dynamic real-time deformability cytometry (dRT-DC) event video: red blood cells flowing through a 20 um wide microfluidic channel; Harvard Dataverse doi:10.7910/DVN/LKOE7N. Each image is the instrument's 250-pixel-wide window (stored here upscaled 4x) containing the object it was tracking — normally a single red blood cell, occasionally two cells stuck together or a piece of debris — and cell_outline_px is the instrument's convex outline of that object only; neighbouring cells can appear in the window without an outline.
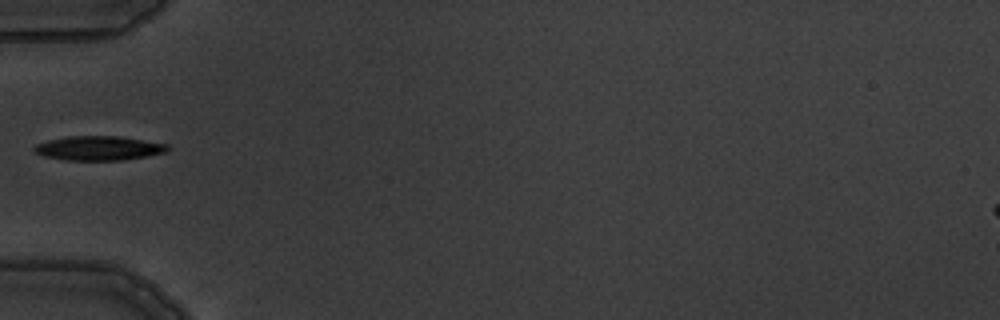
{"species": "common noctule bat (a hibernating species)", "species_latin": "Nyctalus noctula", "temperature_condition": "warm", "stored_images_in_passage": 3, "camera_frame_rate_fps": 3000, "um_per_image_px": 0.085, "animal": {"sex": "male", "body_mass_g": 19.5, "forearm_length_mm": 54.6}, "frame": {"image": 1, "passage_image": 1, "time_ms": 0.0, "image_size_px": [1000, 320], "cell_outline_px": [[172, 148], [168, 152], [124, 160], [64, 160], [44, 156], [36, 152], [32, 148], [36, 144], [48, 140], [68, 136], [116, 136], [168, 144]], "centroid_in_image_um": [8.42, 12.6], "position_along_channel_um": 76.6, "area_um2": 18.9}}